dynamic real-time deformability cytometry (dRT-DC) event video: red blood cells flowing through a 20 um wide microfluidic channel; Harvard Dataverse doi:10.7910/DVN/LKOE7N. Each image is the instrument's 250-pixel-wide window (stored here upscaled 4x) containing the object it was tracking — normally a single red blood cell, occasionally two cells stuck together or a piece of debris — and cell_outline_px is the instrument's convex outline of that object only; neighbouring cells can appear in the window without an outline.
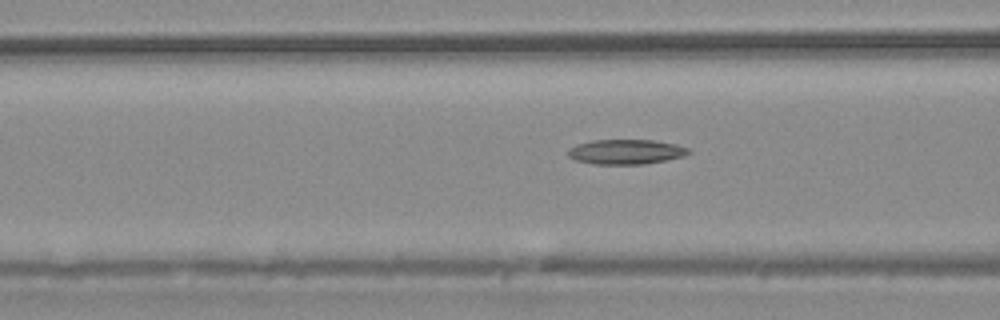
{"species": "common noctule bat (a hibernating species)", "species_latin": "Nyctalus noctula", "temperature_condition": "warm", "stored_images_in_passage": 55, "camera_frame_rate_fps": 3000, "um_per_image_px": 0.085, "animal": {"sex": "male", "body_mass_g": 20.4}, "frame": {"image": 1, "passage_image": 22, "time_ms": 7.0, "image_size_px": [1000, 320], "cell_outline_px": [[692, 152], [684, 156], [644, 164], [596, 164], [576, 160], [568, 156], [568, 148], [576, 144], [592, 140], [652, 140], [676, 144], [688, 148]], "centroid_in_image_um": [53.19, 12.9], "position_along_channel_um": 113.4, "area_um2": 17.4}}
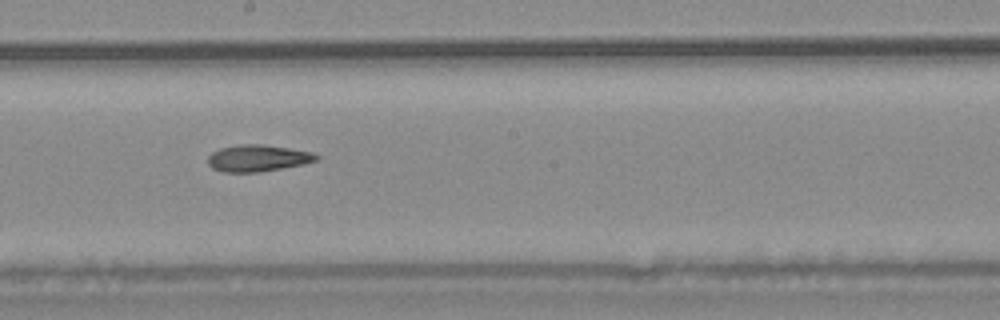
{"frame": {"image": 2, "passage_image": 31, "time_ms": 10.0, "image_size_px": [1000, 320], "cell_outline_px": [[320, 156], [316, 160], [304, 164], [260, 172], [224, 172], [212, 168], [208, 164], [208, 156], [212, 152], [220, 148], [240, 144], [260, 144], [288, 148], [312, 152]], "centroid_in_image_um": [21.89, 13.44], "position_along_channel_um": 226.3, "area_um2": 16.82}}
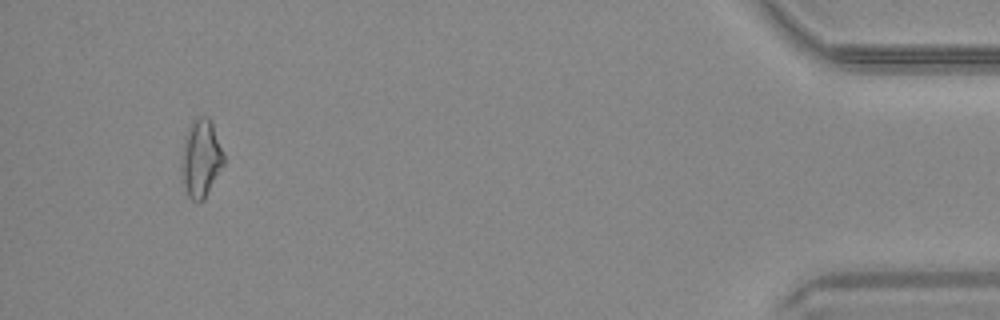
{"frame": {"image": 3, "passage_image": 52, "time_ms": 17.0, "image_size_px": [1000, 320], "cell_outline_px": [[224, 164], [204, 200], [192, 200], [188, 196], [184, 184], [184, 140], [188, 128], [196, 116], [208, 116], [212, 124], [224, 156]], "centroid_in_image_um": [17.12, 13.44], "position_along_channel_um": 418.1, "area_um2": 18.26}}